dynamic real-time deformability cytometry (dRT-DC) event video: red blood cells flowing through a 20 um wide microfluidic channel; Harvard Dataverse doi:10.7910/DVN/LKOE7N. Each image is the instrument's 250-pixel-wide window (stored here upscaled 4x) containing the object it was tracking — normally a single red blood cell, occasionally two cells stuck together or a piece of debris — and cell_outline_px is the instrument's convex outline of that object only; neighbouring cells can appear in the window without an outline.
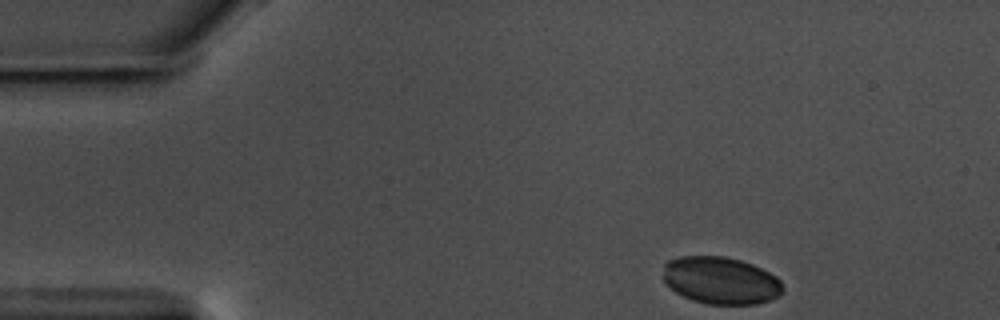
{"species": "common noctule bat (a hibernating species)", "species_latin": "Nyctalus noctula", "temperature_condition": "warm", "stored_images_in_passage": 30, "camera_frame_rate_fps": 3000, "um_per_image_px": 0.085, "animal": {"sex": "male", "body_mass_g": 17.5, "forearm_length_mm": 52.3}, "frame": {"image": 1, "passage_image": 1, "time_ms": 0.0, "image_size_px": [1000, 320], "cell_outline_px": [[784, 292], [780, 296], [756, 304], [704, 304], [692, 300], [676, 292], [664, 284], [664, 264], [668, 260], [680, 256], [724, 256], [740, 260], [752, 264], [776, 276], [780, 280], [784, 288]], "centroid_in_image_um": [61.26, 23.84], "position_along_channel_um": 23.7, "area_um2": 33.18}}
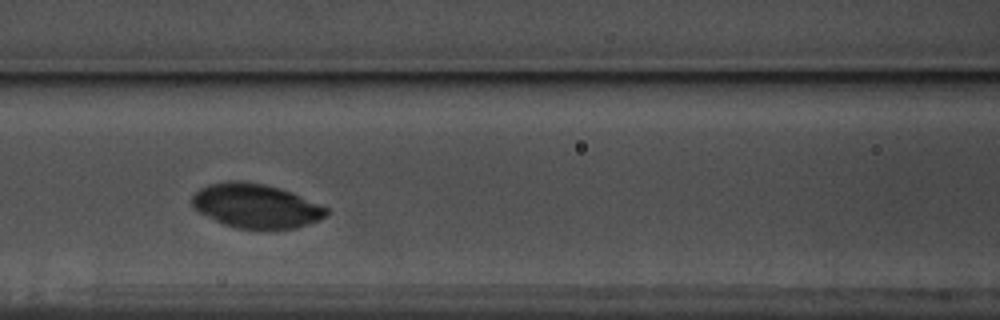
{"frame": {"image": 2, "passage_image": 18, "time_ms": 5.667, "image_size_px": [1000, 320], "cell_outline_px": [[328, 216], [320, 220], [296, 228], [236, 228], [224, 224], [200, 212], [192, 204], [192, 196], [200, 188], [208, 184], [228, 180], [244, 180], [264, 184], [280, 188], [292, 192], [328, 208]], "centroid_in_image_um": [21.77, 17.48], "position_along_channel_um": 144.8, "area_um2": 34.45}}
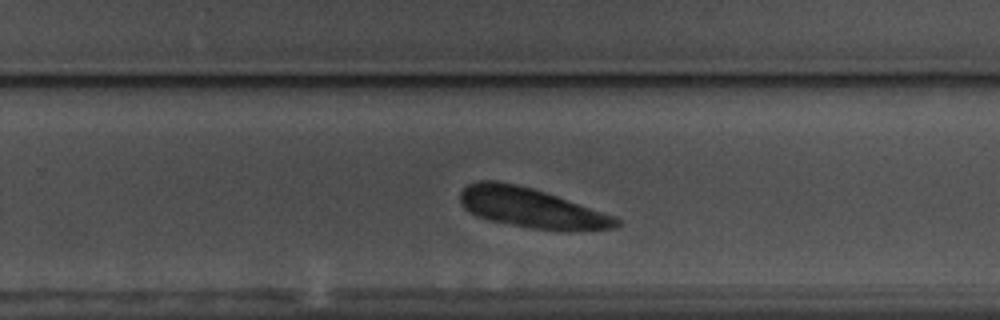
{"frame": {"image": 3, "passage_image": 30, "time_ms": 9.667, "image_size_px": [1000, 320], "cell_outline_px": [[620, 228], [532, 228], [488, 220], [476, 216], [468, 212], [460, 204], [460, 192], [468, 184], [476, 180], [496, 180], [516, 184], [532, 188], [616, 216], [620, 220]], "centroid_in_image_um": [45.05, 17.63], "position_along_channel_um": 284.8, "area_um2": 35.37}}